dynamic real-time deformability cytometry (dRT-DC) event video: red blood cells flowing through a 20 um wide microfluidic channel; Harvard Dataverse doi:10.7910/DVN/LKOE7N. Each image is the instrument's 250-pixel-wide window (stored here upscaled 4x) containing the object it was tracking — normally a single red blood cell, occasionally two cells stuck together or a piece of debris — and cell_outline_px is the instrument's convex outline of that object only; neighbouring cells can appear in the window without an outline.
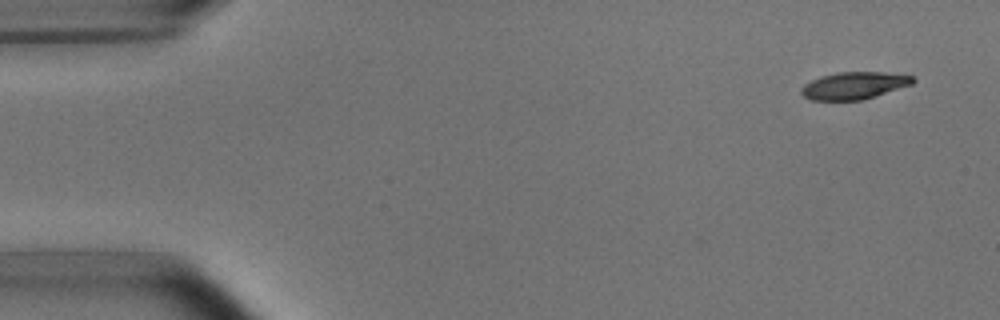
{"species": "common noctule bat (a hibernating species)", "species_latin": "Nyctalus noctula", "temperature_condition": "room temperature", "stored_images_in_passage": 5, "camera_frame_rate_fps": 3000, "um_per_image_px": 0.085, "animal": {"sex": "male", "body_mass_g": 15.6}, "frame": {"image": 1, "passage_image": 1, "time_ms": 0.0, "image_size_px": [1000, 320], "cell_outline_px": [[916, 80], [912, 84], [860, 100], [812, 100], [804, 96], [800, 92], [800, 88], [804, 84], [820, 76], [836, 72], [884, 72], [912, 76]], "centroid_in_image_um": [72.55, 7.26], "position_along_channel_um": 12.4, "area_um2": 17.51}}
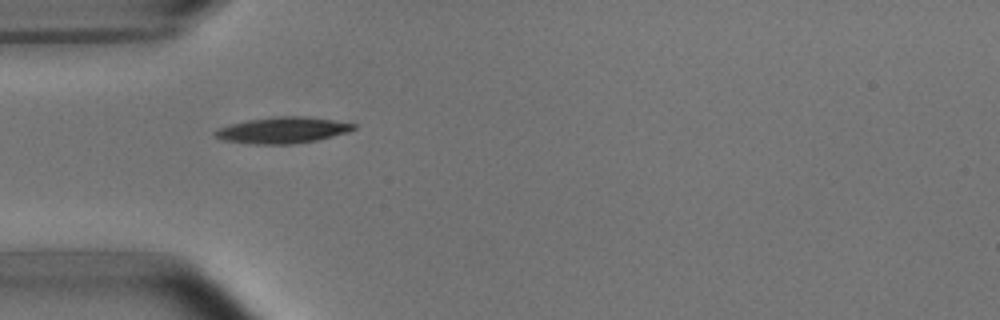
{"frame": {"image": 2, "passage_image": 4, "time_ms": 4.333, "image_size_px": [1000, 320], "cell_outline_px": [[356, 128], [348, 132], [316, 140], [292, 144], [248, 144], [224, 140], [216, 136], [212, 132], [216, 128], [228, 124], [248, 120], [276, 116], [304, 116], [332, 120], [356, 124]], "centroid_in_image_um": [23.97, 11.06], "position_along_channel_um": 61.0, "area_um2": 21.15}}